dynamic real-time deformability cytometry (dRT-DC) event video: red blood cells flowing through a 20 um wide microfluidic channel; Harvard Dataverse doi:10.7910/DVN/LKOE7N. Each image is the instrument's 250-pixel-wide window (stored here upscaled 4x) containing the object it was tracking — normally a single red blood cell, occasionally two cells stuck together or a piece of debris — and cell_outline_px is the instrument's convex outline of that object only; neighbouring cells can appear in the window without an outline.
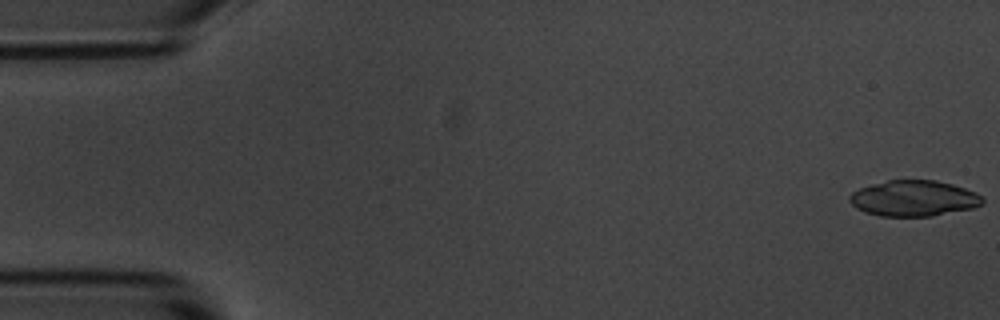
{"species": "common noctule bat (a hibernating species)", "species_latin": "Nyctalus noctula", "temperature_condition": "room temperature", "stored_images_in_passage": 11, "camera_frame_rate_fps": 3000, "um_per_image_px": 0.085, "animal": {"sex": "male", "body_mass_g": 20.1, "forearm_length_mm": 53.5}, "frame": {"image": 1, "passage_image": 1, "time_ms": 0.0, "image_size_px": [1000, 320], "cell_outline_px": [[984, 204], [972, 208], [932, 216], [880, 216], [864, 212], [856, 208], [848, 200], [848, 196], [852, 192], [860, 188], [872, 184], [888, 180], [936, 180], [952, 184], [976, 192], [984, 200]], "centroid_in_image_um": [77.65, 16.86], "position_along_channel_um": 7.3, "area_um2": 27.8}}
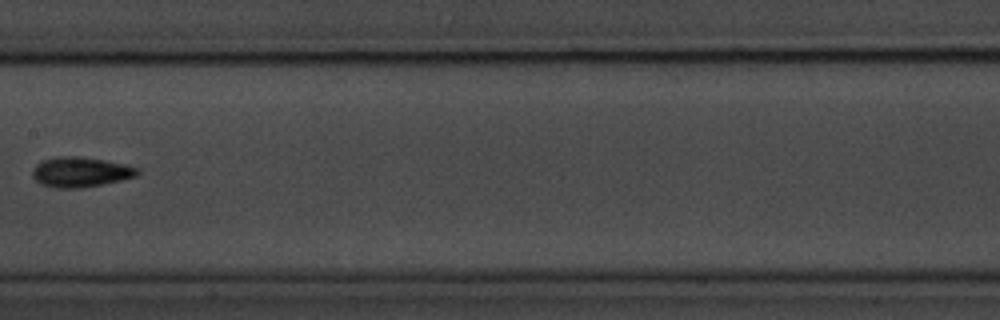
{"frame": {"image": 2, "passage_image": 8, "time_ms": 9.0, "image_size_px": [1000, 320], "cell_outline_px": [[140, 172], [136, 176], [120, 180], [80, 188], [56, 188], [40, 184], [32, 176], [32, 172], [36, 164], [44, 160], [56, 156], [80, 156], [128, 164], [140, 168]], "centroid_in_image_um": [6.86, 14.61], "position_along_channel_um": 200.5, "area_um2": 18.44}}
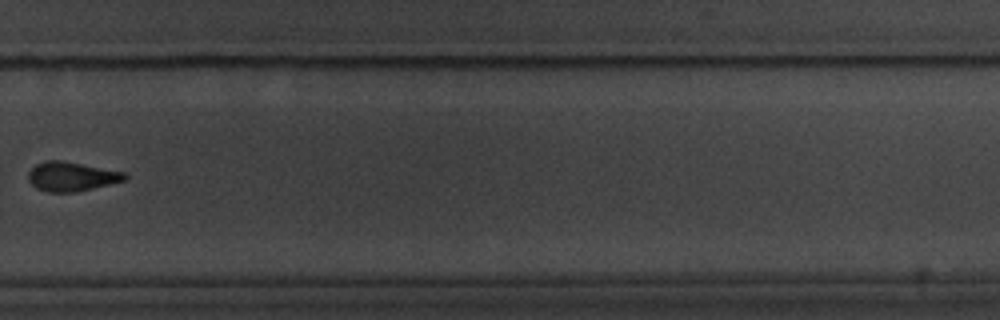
{"frame": {"image": 3, "passage_image": 11, "time_ms": 12.333, "image_size_px": [1000, 320], "cell_outline_px": [[128, 176], [124, 180], [76, 192], [48, 192], [36, 188], [28, 180], [28, 172], [36, 164], [44, 160], [64, 160], [124, 172]], "centroid_in_image_um": [6.04, 14.99], "position_along_channel_um": 323.8, "area_um2": 16.42}}